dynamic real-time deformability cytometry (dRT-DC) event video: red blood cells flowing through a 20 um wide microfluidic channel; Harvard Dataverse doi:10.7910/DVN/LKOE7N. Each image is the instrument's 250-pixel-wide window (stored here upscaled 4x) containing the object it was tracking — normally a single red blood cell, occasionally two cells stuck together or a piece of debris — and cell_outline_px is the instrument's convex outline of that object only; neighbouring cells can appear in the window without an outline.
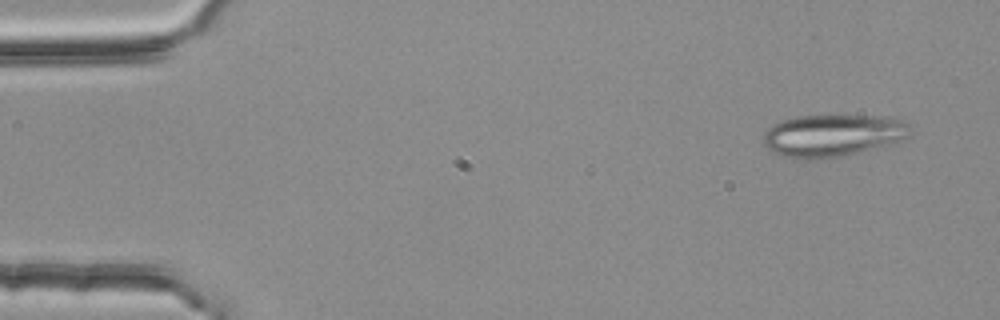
{"species": "common noctule bat (a hibernating species)", "species_latin": "Nyctalus noctula", "temperature_condition": "room temperature", "stored_images_in_passage": 3, "camera_frame_rate_fps": 3000, "um_per_image_px": 0.085, "animal": {"sex": "female", "body_mass_g": 25.1}, "frame": {"image": 1, "passage_image": 1, "time_ms": 0.0, "image_size_px": [1000, 320], "cell_outline_px": [[912, 128], [908, 136], [884, 144], [856, 152], [840, 156], [812, 160], [784, 156], [772, 152], [760, 140], [764, 132], [768, 128], [780, 120], [796, 116], [824, 112], [888, 116], [900, 120], [908, 124]], "centroid_in_image_um": [70.69, 11.43], "position_along_channel_um": 14.3, "area_um2": 36.99}}